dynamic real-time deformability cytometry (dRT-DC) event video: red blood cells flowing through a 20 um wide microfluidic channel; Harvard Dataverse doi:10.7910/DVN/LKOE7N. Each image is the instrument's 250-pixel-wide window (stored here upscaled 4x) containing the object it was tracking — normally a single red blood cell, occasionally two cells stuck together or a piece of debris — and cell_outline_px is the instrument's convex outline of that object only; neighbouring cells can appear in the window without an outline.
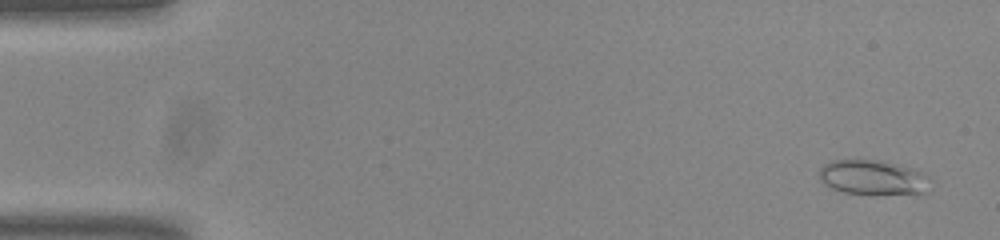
{"species": "common noctule bat (a hibernating species)", "species_latin": "Nyctalus noctula", "temperature_condition": "room temperature", "stored_images_in_passage": 54, "camera_frame_rate_fps": 3000, "um_per_image_px": 0.085, "animal": {"sex": "male", "body_mass_g": 20.0, "forearm_length_mm": 53.3}, "frame": {"image": 1, "passage_image": 3, "time_ms": 0.667, "image_size_px": [1000, 240], "cell_outline_px": [[928, 192], [916, 196], [844, 192], [832, 188], [824, 184], [820, 180], [820, 168], [824, 164], [832, 160], [856, 156], [884, 160], [900, 164], [912, 168], [920, 172], [924, 176]], "centroid_in_image_um": [74.16, 15.05], "position_along_channel_um": 10.8, "area_um2": 23.41}}
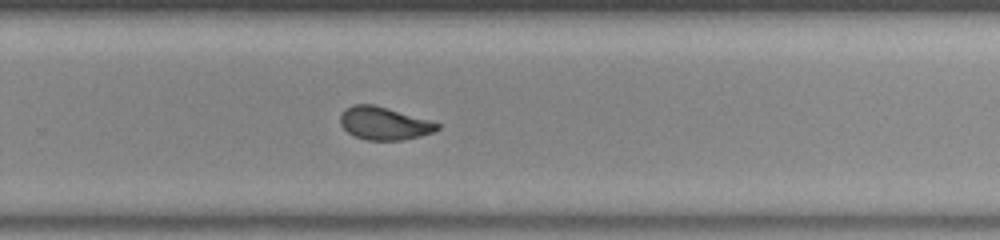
{"frame": {"image": 2, "passage_image": 36, "time_ms": 11.667, "image_size_px": [1000, 240], "cell_outline_px": [[440, 128], [432, 132], [420, 136], [404, 140], [368, 140], [356, 136], [348, 132], [340, 124], [340, 116], [344, 108], [352, 104], [372, 104], [388, 108], [428, 120], [440, 124]], "centroid_in_image_um": [32.62, 10.48], "position_along_channel_um": 297.2, "area_um2": 18.44}}
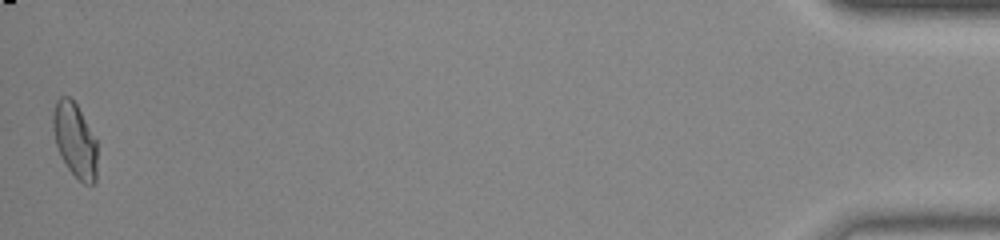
{"frame": {"image": 3, "passage_image": 54, "time_ms": 17.667, "image_size_px": [1000, 240], "cell_outline_px": [[96, 180], [92, 184], [84, 184], [68, 168], [60, 156], [56, 144], [52, 128], [52, 112], [56, 100], [60, 96], [68, 96], [76, 104], [96, 140]], "centroid_in_image_um": [6.33, 11.89], "position_along_channel_um": 428.9, "area_um2": 19.02}, "authors_computed_cell_mechanics": {"area_um2": 19.1896, "velocity_mm_per_s": 3.7789, "shape_relaxation_time_tau1_ms": 7.9412, "shape_relaxation_time_tau2_ms": 1.0854, "deformation_change_tau1": 0.1764, "deformation_change_tau2": 0.0594}}